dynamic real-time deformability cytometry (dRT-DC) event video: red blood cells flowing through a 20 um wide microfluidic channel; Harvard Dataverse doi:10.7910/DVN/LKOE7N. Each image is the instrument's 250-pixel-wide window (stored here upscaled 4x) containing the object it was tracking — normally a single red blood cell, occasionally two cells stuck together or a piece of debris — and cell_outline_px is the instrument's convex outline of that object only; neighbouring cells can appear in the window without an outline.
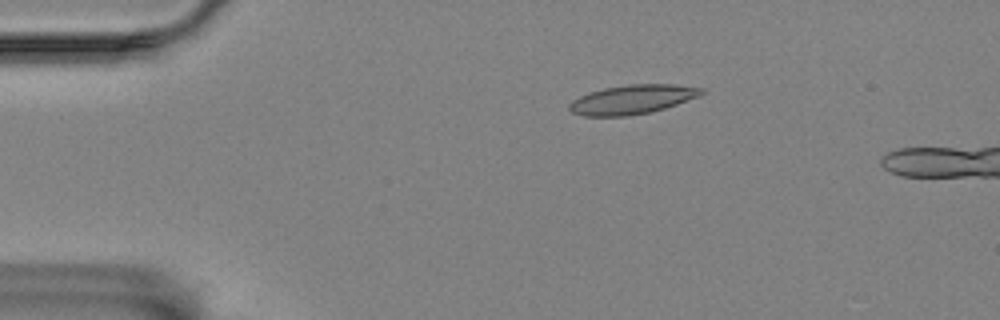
{"species": "Egyptian fruit bat (a non-hibernating species)", "species_latin": "Rousettus aegyptiacus", "temperature_condition": "room temperature", "stored_images_in_passage": 44, "camera_frame_rate_fps": 3000, "um_per_image_px": 0.085, "animal": {"sex": "female"}, "frame": {"image": 1, "passage_image": 1, "time_ms": 0.0, "image_size_px": [1000, 320], "cell_outline_px": [[708, 92], [700, 96], [664, 108], [648, 112], [628, 116], [584, 116], [572, 112], [568, 108], [568, 104], [572, 100], [580, 96], [604, 88], [628, 84], [676, 84], [704, 88]], "centroid_in_image_um": [53.78, 8.44], "position_along_channel_um": 31.2, "area_um2": 22.48}}
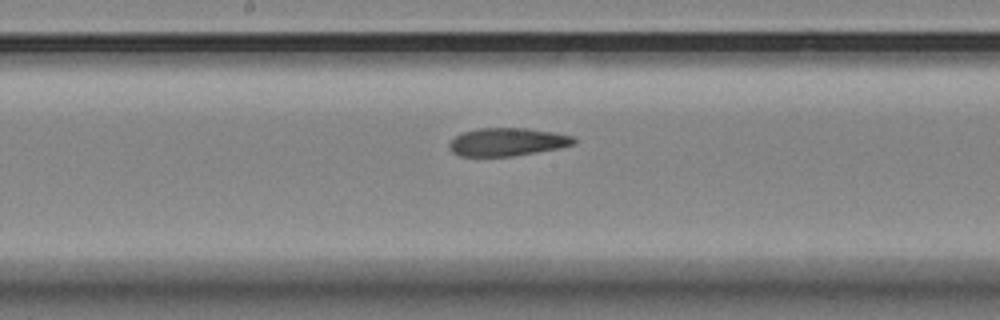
{"frame": {"image": 2, "passage_image": 20, "time_ms": 6.333, "image_size_px": [1000, 320], "cell_outline_px": [[576, 144], [560, 148], [512, 156], [460, 156], [452, 152], [448, 148], [448, 144], [456, 136], [464, 132], [476, 128], [528, 128], [552, 132], [572, 136], [576, 140]], "centroid_in_image_um": [43.11, 12.06], "position_along_channel_um": 205.1, "area_um2": 20.35}}
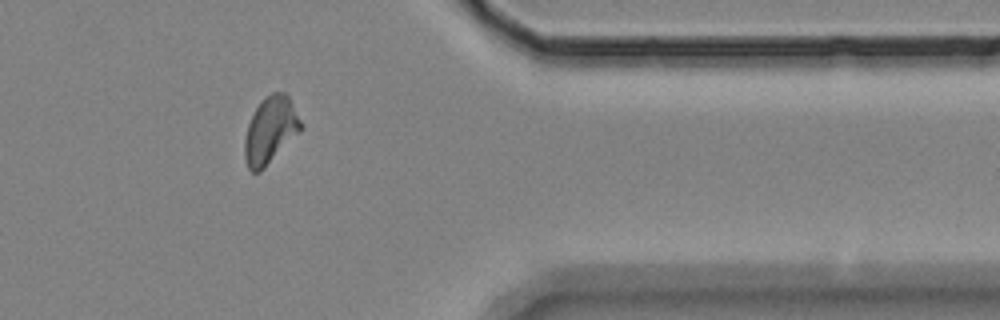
{"frame": {"image": 3, "passage_image": 37, "time_ms": 12.0, "image_size_px": [1000, 320], "cell_outline_px": [[304, 128], [260, 172], [252, 172], [248, 168], [244, 156], [244, 140], [248, 124], [256, 108], [272, 92], [288, 92]], "centroid_in_image_um": [23.0, 11.07], "position_along_channel_um": 388.4, "area_um2": 21.79}}